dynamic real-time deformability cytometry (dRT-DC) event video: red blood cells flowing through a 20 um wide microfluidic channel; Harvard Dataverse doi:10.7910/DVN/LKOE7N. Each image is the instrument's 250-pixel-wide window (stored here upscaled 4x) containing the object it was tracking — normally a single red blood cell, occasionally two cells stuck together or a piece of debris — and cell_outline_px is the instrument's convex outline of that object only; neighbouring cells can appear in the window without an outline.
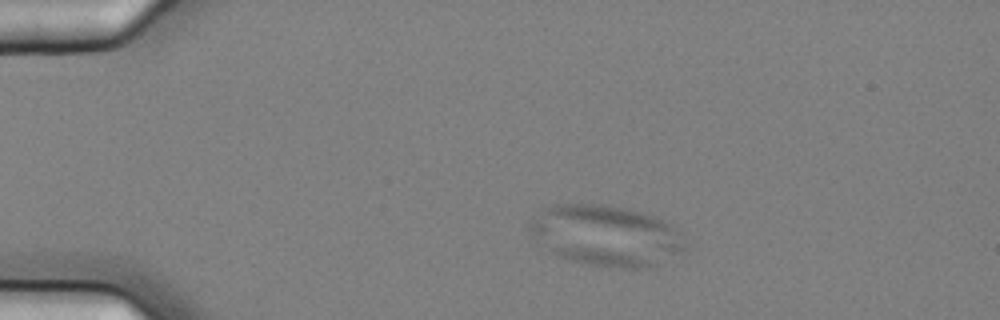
{"species": "common noctule bat (a hibernating species)", "species_latin": "Nyctalus noctula", "temperature_condition": "cold", "stored_images_in_passage": 2, "camera_frame_rate_fps": 3000, "um_per_image_px": 0.085, "animal": {"sex": "female", "body_mass_g": 25.1}, "frame": {"image": 1, "passage_image": 2, "time_ms": 0.333, "image_size_px": [1000, 320], "cell_outline_px": [[684, 252], [656, 264], [644, 268], [608, 268], [556, 256], [528, 228], [528, 224], [532, 216], [544, 208], [552, 204], [604, 204], [628, 208], [664, 220], [672, 228], [684, 244]], "centroid_in_image_um": [51.48, 20.01], "position_along_channel_um": 33.5, "area_um2": 54.27}}